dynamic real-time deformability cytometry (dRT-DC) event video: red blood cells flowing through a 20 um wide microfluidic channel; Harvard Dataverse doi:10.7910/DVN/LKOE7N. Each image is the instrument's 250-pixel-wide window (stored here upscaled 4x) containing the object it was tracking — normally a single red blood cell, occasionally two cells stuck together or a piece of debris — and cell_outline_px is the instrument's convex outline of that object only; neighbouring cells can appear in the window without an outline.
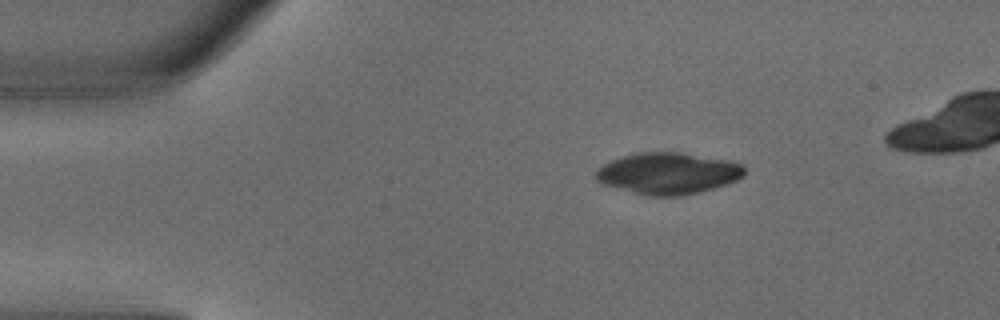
{"species": "common noctule bat (a hibernating species)", "species_latin": "Nyctalus noctula", "temperature_condition": "warm", "stored_images_in_passage": 4, "camera_frame_rate_fps": 3000, "um_per_image_px": 0.085, "animal": {"sex": "male", "body_mass_g": 18.8}, "frame": {"image": 1, "passage_image": 1, "time_ms": 0.0, "image_size_px": [1000, 320], "cell_outline_px": [[744, 176], [728, 184], [700, 192], [676, 196], [648, 196], [604, 184], [596, 180], [596, 168], [612, 160], [636, 152], [680, 152], [724, 160], [744, 164]], "centroid_in_image_um": [56.79, 14.73], "position_along_channel_um": 28.2, "area_um2": 35.72}}